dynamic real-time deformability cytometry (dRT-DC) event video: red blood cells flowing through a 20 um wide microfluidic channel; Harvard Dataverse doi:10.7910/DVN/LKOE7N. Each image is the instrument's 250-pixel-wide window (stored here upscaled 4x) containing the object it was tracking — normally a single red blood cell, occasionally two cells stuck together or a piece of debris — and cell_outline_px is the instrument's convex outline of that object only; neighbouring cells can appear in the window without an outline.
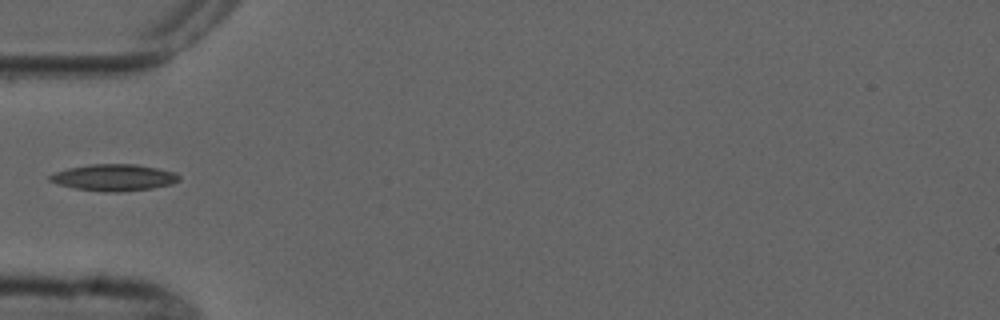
{"species": "common noctule bat (a hibernating species)", "species_latin": "Nyctalus noctula", "temperature_condition": "cold", "stored_images_in_passage": 5, "camera_frame_rate_fps": 3000, "um_per_image_px": 0.085, "animal": {"sex": "male", "forearm_length_mm": 52.5}, "frame": {"image": 1, "passage_image": 4, "time_ms": 4.0, "image_size_px": [1000, 320], "cell_outline_px": [[180, 180], [172, 184], [152, 188], [116, 192], [108, 192], [76, 188], [60, 184], [48, 180], [48, 176], [56, 172], [68, 168], [88, 164], [136, 164], [176, 172], [180, 176]], "centroid_in_image_um": [9.71, 15.08], "position_along_channel_um": 75.3, "area_um2": 19.88}}